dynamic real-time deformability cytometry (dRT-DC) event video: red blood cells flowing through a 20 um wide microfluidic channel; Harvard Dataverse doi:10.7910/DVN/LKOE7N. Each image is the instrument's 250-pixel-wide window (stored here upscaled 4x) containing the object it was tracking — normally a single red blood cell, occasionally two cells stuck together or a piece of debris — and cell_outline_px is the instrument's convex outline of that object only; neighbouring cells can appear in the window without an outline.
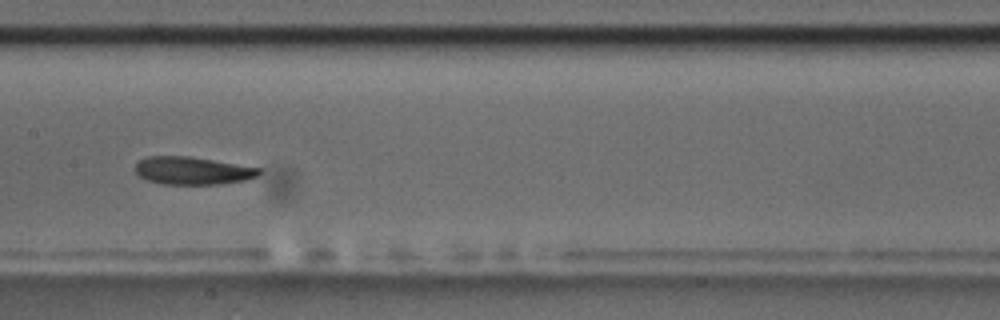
{"species": "common noctule bat (a hibernating species)", "species_latin": "Nyctalus noctula", "temperature_condition": "room temperature", "stored_images_in_passage": 8, "camera_frame_rate_fps": 3000, "um_per_image_px": 0.085, "animal": {"sex": "male", "body_mass_g": 17.5, "forearm_length_mm": 52.3}, "frame": {"image": 1, "passage_image": 8, "time_ms": 8.333, "image_size_px": [1000, 320], "cell_outline_px": [[260, 172], [256, 176], [248, 180], [220, 184], [160, 184], [148, 180], [140, 176], [132, 168], [144, 156], [188, 156], [260, 168]], "centroid_in_image_um": [16.32, 14.51], "position_along_channel_um": 191.1, "area_um2": 20.0}}